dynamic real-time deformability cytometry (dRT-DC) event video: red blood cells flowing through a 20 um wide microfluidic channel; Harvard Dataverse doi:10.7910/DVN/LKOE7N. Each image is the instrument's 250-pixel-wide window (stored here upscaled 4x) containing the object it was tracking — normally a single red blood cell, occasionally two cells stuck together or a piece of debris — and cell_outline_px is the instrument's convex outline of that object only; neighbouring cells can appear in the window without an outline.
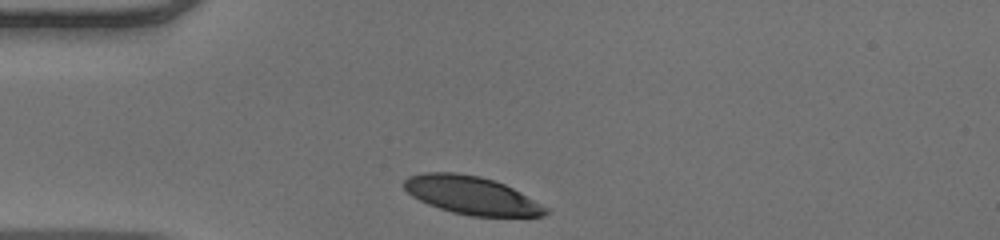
{"species": "human", "species_latin": "Homo sapiens", "temperature_condition": "warm", "stored_images_in_passage": 29, "camera_frame_rate_fps": 3000, "um_per_image_px": 0.085, "donor": {"sex": "male"}, "frame": {"image": 1, "passage_image": 1, "time_ms": 0.0, "image_size_px": [1000, 240], "cell_outline_px": [[548, 212], [544, 216], [472, 216], [452, 212], [428, 204], [412, 196], [400, 184], [408, 176], [424, 172], [456, 172], [480, 176], [504, 184], [520, 192], [548, 208]], "centroid_in_image_um": [40.04, 16.59], "position_along_channel_um": 45.0, "area_um2": 31.27}}
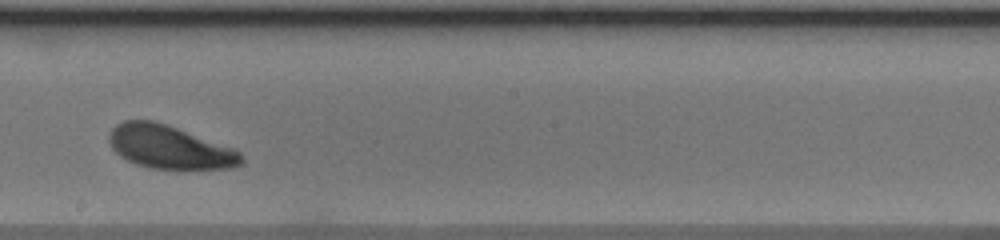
{"frame": {"image": 2, "passage_image": 17, "time_ms": 5.333, "image_size_px": [1000, 240], "cell_outline_px": [[244, 164], [232, 168], [148, 168], [136, 164], [120, 156], [112, 148], [108, 140], [108, 136], [112, 128], [116, 124], [124, 120], [152, 120], [236, 148], [240, 152], [244, 160]], "centroid_in_image_um": [14.42, 12.5], "position_along_channel_um": 233.8, "area_um2": 33.23}}
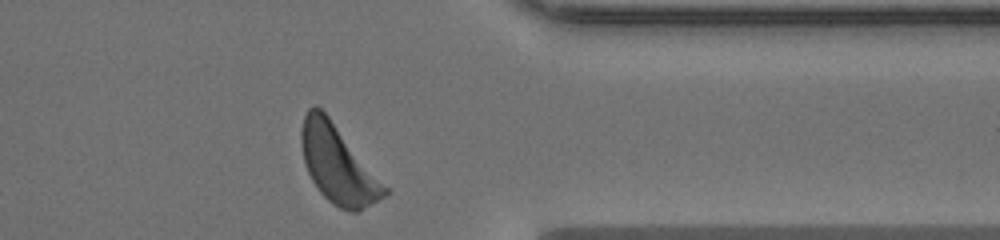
{"frame": {"image": 3, "passage_image": 29, "time_ms": 9.333, "image_size_px": [1000, 240], "cell_outline_px": [[392, 192], [356, 212], [352, 212], [340, 208], [332, 204], [320, 192], [312, 180], [308, 172], [304, 160], [300, 144], [300, 132], [304, 116], [308, 108], [316, 104], [328, 116]], "centroid_in_image_um": [28.71, 13.98], "position_along_channel_um": 382.7, "area_um2": 37.28}, "authors_computed_cell_mechanics": {"area_um2": 34.102, "velocity_mm_per_s": 3.969, "shape_relaxation_time_tau1_ms": 3.9705, "shape_relaxation_time_tau2_ms": null, "deformation_change_tau1": 0.1989, "deformation_change_tau2": null}}